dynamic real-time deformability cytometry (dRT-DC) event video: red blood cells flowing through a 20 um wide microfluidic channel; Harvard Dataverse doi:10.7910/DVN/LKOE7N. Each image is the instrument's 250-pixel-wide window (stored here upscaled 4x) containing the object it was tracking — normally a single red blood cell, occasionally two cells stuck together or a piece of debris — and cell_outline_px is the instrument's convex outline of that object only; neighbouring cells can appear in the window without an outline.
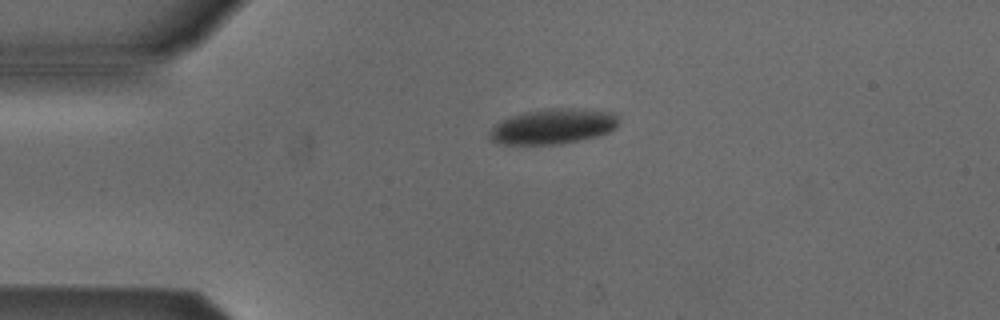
{"species": "Egyptian fruit bat (a non-hibernating species)", "species_latin": "Rousettus aegyptiacus", "temperature_condition": "cold", "stored_images_in_passage": 2, "camera_frame_rate_fps": 3000, "um_per_image_px": 0.085, "animal": {"sex": "male"}, "frame": {"image": 1, "passage_image": 1, "time_ms": 0.0, "image_size_px": [1000, 320], "cell_outline_px": [[620, 120], [616, 128], [608, 132], [596, 136], [560, 144], [504, 144], [492, 140], [488, 136], [488, 132], [500, 120], [508, 116], [524, 112], [548, 108], [580, 108], [616, 112], [620, 116]], "centroid_in_image_um": [47.04, 10.72], "position_along_channel_um": 38.0, "area_um2": 26.82}}